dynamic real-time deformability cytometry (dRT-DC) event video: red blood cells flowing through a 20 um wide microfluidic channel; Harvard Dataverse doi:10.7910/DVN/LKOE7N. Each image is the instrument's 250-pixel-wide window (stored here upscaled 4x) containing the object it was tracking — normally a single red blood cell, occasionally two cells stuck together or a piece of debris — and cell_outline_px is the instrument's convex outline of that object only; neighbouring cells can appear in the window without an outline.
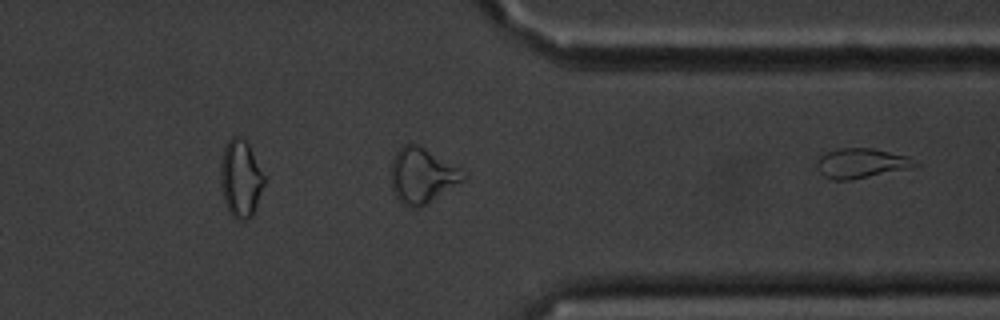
{"species": "common noctule bat (a hibernating species)", "species_latin": "Nyctalus noctula", "temperature_condition": "cold", "stored_images_in_passage": 32, "segment_of_instrument_passage": [2, 2], "camera_frame_rate_fps": 3000, "um_per_image_px": 0.085, "animal": {"sex": "male", "body_mass_g": 20.1, "forearm_length_mm": 53.5}, "frame": {"image": 1, "passage_image": 32, "time_ms": 10.333, "image_size_px": [1000, 320], "cell_outline_px": [[920, 164], [908, 168], [848, 180], [832, 180], [824, 176], [820, 172], [820, 156], [824, 152], [840, 148], [872, 148], [908, 156]], "centroid_in_image_um": [73.21, 13.86], "position_along_channel_um": 338.2, "area_um2": 16.53}}